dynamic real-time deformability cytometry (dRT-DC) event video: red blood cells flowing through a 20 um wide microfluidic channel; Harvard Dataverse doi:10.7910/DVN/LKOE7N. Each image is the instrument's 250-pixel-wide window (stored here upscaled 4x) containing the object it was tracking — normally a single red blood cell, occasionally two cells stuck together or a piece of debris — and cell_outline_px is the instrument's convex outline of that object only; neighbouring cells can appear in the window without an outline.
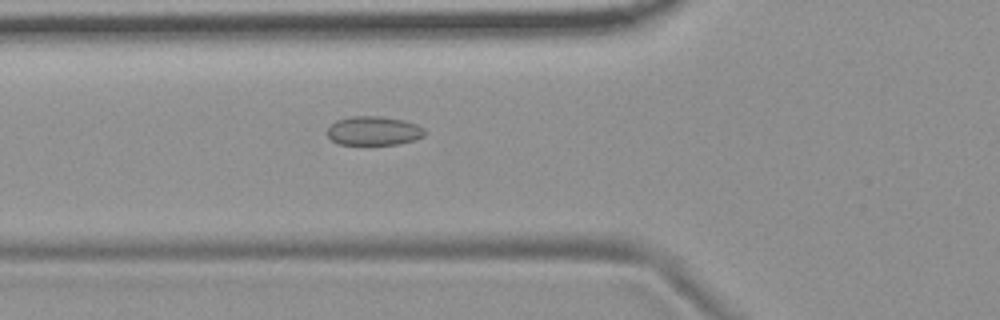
{"species": "common noctule bat (a hibernating species)", "species_latin": "Nyctalus noctula", "temperature_condition": "room temperature", "stored_images_in_passage": 47, "camera_frame_rate_fps": 3000, "um_per_image_px": 0.085, "animal": {"sex": "female", "body_mass_g": 19.9}, "frame": {"image": 1, "passage_image": 12, "time_ms": 3.667, "image_size_px": [1000, 320], "cell_outline_px": [[424, 136], [400, 144], [336, 144], [328, 136], [328, 128], [336, 120], [352, 116], [380, 116], [400, 120], [416, 124], [424, 128]], "centroid_in_image_um": [31.74, 11.12], "position_along_channel_um": 94.1, "area_um2": 16.24}}
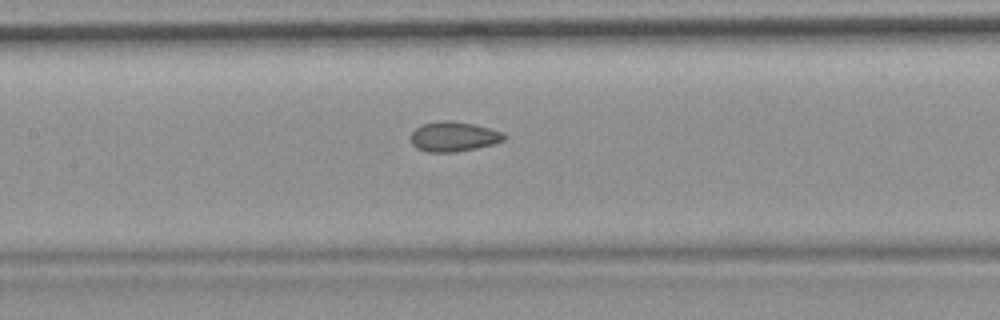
{"frame": {"image": 2, "passage_image": 18, "time_ms": 5.667, "image_size_px": [1000, 320], "cell_outline_px": [[504, 140], [492, 144], [476, 148], [456, 152], [428, 152], [416, 148], [412, 144], [412, 132], [420, 124], [440, 120], [448, 120], [472, 124], [504, 132]], "centroid_in_image_um": [38.53, 11.61], "position_along_channel_um": 168.9, "area_um2": 16.13}}
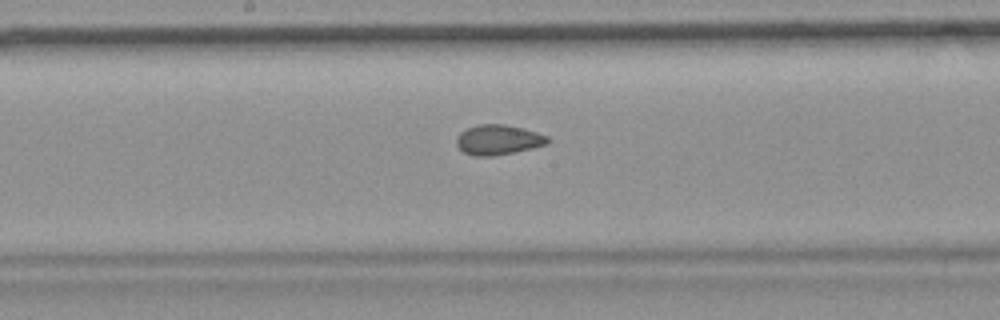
{"frame": {"image": 3, "passage_image": 21, "time_ms": 6.667, "image_size_px": [1000, 320], "cell_outline_px": [[548, 144], [532, 148], [492, 156], [476, 156], [464, 152], [456, 144], [456, 140], [460, 132], [468, 128], [480, 124], [504, 124], [536, 132], [548, 136]], "centroid_in_image_um": [42.34, 11.88], "position_along_channel_um": 205.9, "area_um2": 15.66}, "authors_computed_cell_mechanics": {"area_um2": 16.184, "velocity_mm_per_s": 3.7216, "shape_relaxation_time_tau1_ms": null, "shape_relaxation_time_tau2_ms": 1.6659, "deformation_change_tau1": null, "deformation_change_tau2": 0.0635}}